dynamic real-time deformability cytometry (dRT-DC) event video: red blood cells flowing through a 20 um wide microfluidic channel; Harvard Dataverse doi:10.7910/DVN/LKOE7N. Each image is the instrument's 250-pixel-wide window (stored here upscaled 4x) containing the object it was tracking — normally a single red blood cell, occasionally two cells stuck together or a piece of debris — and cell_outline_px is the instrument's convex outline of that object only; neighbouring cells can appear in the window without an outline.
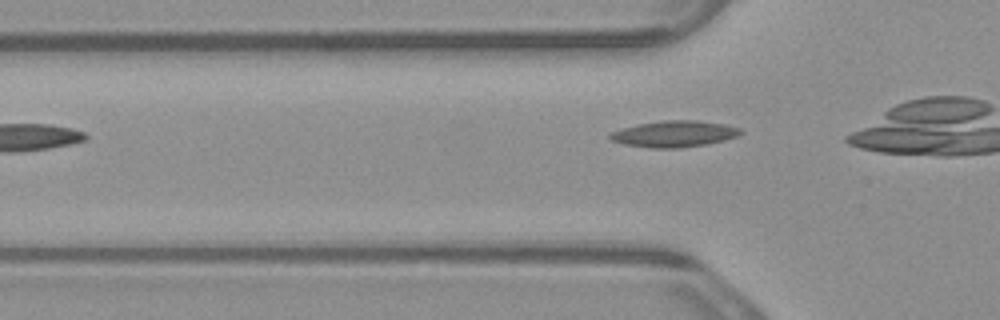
{"species": "common noctule bat (a hibernating species)", "species_latin": "Nyctalus noctula", "temperature_condition": "warm", "stored_images_in_passage": 3, "camera_frame_rate_fps": 3000, "um_per_image_px": 0.085, "animal": {"sex": "male", "body_mass_g": 23.1, "forearm_length_mm": 52.7}, "frame": {"image": 1, "passage_image": 3, "time_ms": 0.667, "image_size_px": [1000, 320], "cell_outline_px": [[744, 132], [736, 136], [724, 140], [704, 144], [680, 148], [652, 148], [624, 144], [612, 140], [608, 136], [612, 132], [624, 128], [640, 124], [664, 120], [696, 120], [724, 124], [740, 128]], "centroid_in_image_um": [57.33, 11.38], "position_along_channel_um": 68.5, "area_um2": 19.71}}